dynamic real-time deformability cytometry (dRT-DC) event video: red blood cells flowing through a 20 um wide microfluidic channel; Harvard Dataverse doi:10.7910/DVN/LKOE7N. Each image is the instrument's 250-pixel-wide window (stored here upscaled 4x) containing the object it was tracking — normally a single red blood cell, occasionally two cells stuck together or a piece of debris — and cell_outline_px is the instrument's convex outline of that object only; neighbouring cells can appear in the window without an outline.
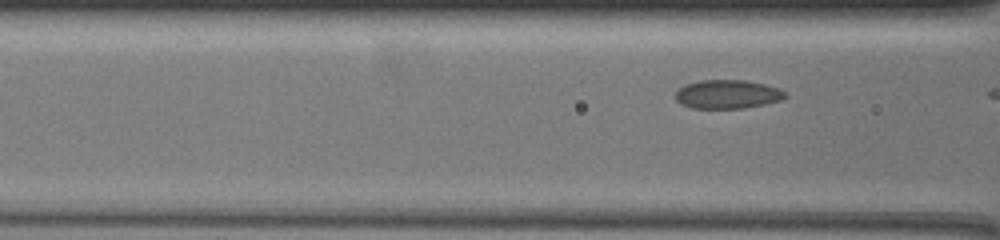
{"species": "common noctule bat (a hibernating species)", "species_latin": "Nyctalus noctula", "temperature_condition": "warm", "stored_images_in_passage": 14, "camera_frame_rate_fps": 3000, "um_per_image_px": 0.085, "animal": {"sex": "female", "body_mass_g": 19.5, "forearm_length_mm": 54.1}, "frame": {"image": 1, "passage_image": 12, "time_ms": 3.667, "image_size_px": [1000, 240], "cell_outline_px": [[788, 96], [780, 100], [764, 104], [744, 108], [692, 108], [680, 104], [676, 100], [676, 92], [684, 84], [700, 80], [744, 80], [764, 84], [780, 88]], "centroid_in_image_um": [61.82, 8.01], "position_along_channel_um": 104.8, "area_um2": 18.38}}